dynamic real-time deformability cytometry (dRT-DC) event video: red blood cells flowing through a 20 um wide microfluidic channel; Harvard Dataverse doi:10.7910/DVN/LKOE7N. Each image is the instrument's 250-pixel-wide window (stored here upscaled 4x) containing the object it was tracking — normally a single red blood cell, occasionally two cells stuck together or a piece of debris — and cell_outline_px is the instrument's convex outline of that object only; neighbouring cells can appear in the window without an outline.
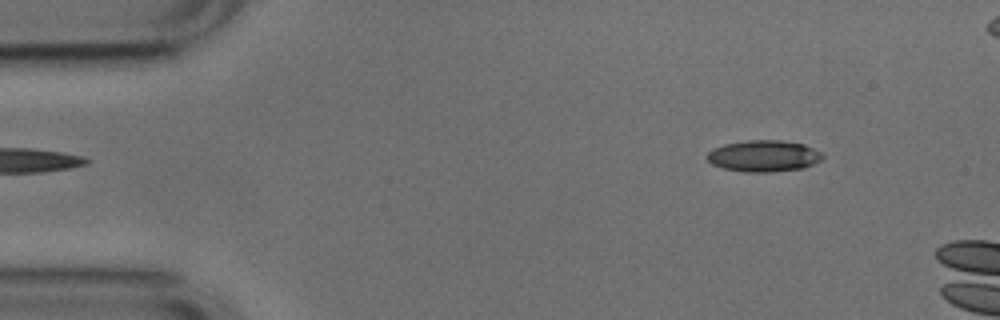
{"species": "common noctule bat (a hibernating species)", "species_latin": "Nyctalus noctula", "temperature_condition": "cold", "stored_images_in_passage": 6, "camera_frame_rate_fps": 3000, "um_per_image_px": 0.085, "animal": {"sex": "male", "body_mass_g": 17.9, "forearm_length_mm": 54.2}, "frame": {"image": 1, "passage_image": 1, "time_ms": 0.0, "image_size_px": [1000, 320], "cell_outline_px": [[824, 156], [820, 160], [804, 168], [772, 172], [744, 172], [724, 168], [712, 164], [704, 156], [712, 148], [724, 144], [748, 140], [780, 140], [804, 144], [824, 152]], "centroid_in_image_um": [64.92, 13.25], "position_along_channel_um": 20.1, "area_um2": 21.39}}